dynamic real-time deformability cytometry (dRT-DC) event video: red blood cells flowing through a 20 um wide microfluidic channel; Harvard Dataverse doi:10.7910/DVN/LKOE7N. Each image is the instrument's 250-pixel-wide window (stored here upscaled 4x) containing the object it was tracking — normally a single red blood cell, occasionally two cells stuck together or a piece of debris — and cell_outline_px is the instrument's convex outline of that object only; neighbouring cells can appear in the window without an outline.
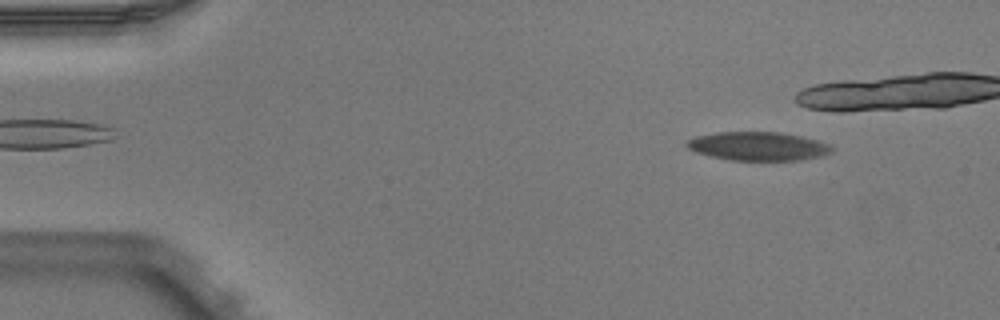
{"species": "Egyptian fruit bat (a non-hibernating species)", "species_latin": "Rousettus aegyptiacus", "temperature_condition": "warm", "stored_images_in_passage": 7, "camera_frame_rate_fps": 3000, "um_per_image_px": 0.085, "animal": {"sex": "male"}, "frame": {"image": 1, "passage_image": 1, "time_ms": 0.0, "image_size_px": [1000, 320], "cell_outline_px": [[832, 152], [820, 156], [796, 160], [732, 160], [712, 156], [696, 152], [688, 148], [684, 144], [688, 140], [696, 136], [716, 132], [780, 132], [800, 136], [816, 140], [828, 144], [832, 148]], "centroid_in_image_um": [64.4, 12.42], "position_along_channel_um": 20.6, "area_um2": 23.93}}
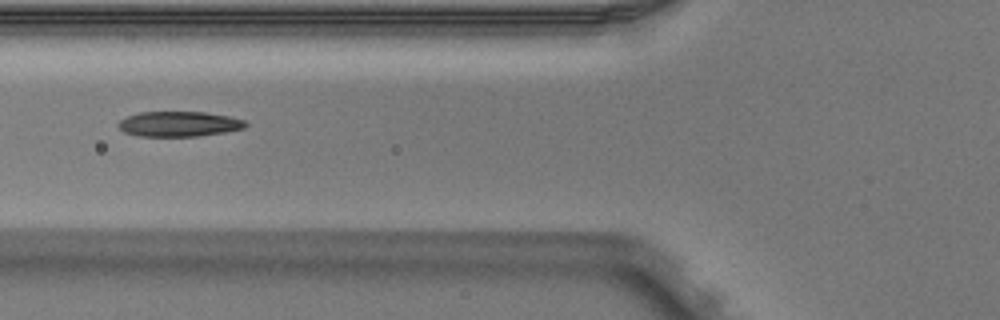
{"frame": {"image": 2, "passage_image": 6, "time_ms": 1.667, "image_size_px": [1000, 320], "cell_outline_px": [[248, 124], [244, 128], [224, 132], [196, 136], [140, 136], [124, 132], [116, 124], [120, 120], [128, 116], [140, 112], [204, 112], [228, 116], [244, 120]], "centroid_in_image_um": [15.2, 10.53], "position_along_channel_um": 110.6, "area_um2": 18.5}}
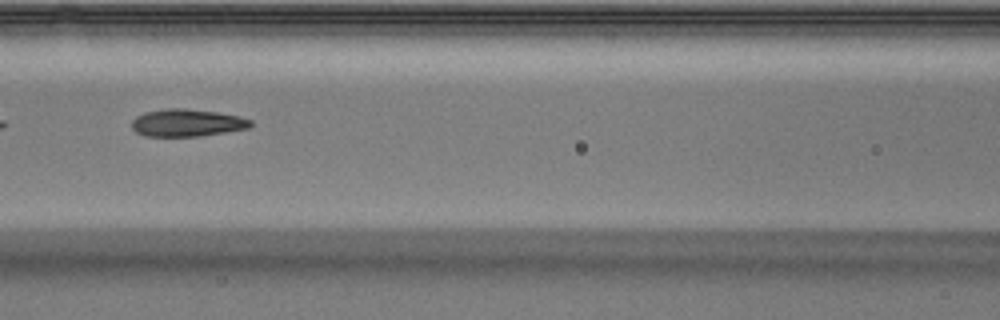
{"frame": {"image": 3, "passage_image": 7, "time_ms": 2.0, "image_size_px": [1000, 320], "cell_outline_px": [[252, 124], [248, 128], [200, 136], [144, 136], [136, 132], [132, 128], [132, 120], [136, 116], [144, 112], [164, 108], [184, 108], [216, 112], [240, 116], [252, 120]], "centroid_in_image_um": [15.87, 10.43], "position_along_channel_um": 150.7, "area_um2": 19.02}}